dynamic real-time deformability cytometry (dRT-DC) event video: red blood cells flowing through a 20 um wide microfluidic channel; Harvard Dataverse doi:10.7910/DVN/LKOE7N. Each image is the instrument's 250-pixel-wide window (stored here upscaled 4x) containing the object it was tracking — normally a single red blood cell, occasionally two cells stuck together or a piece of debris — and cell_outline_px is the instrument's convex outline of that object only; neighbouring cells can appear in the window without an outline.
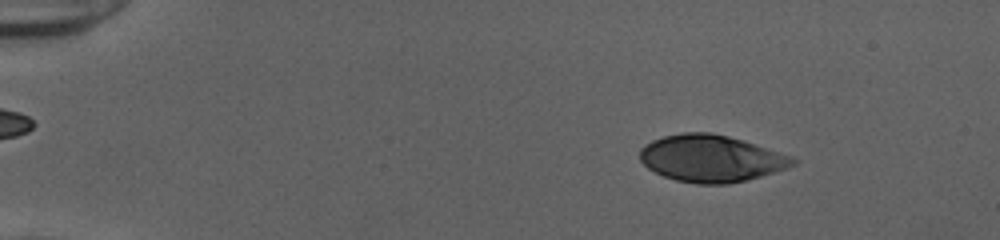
{"species": "human", "species_latin": "Homo sapiens", "temperature_condition": "cold", "stored_images_in_passage": 52, "camera_frame_rate_fps": 3000, "um_per_image_px": 0.085, "donor": {"sex": "female"}, "frame": {"image": 1, "passage_image": 7, "time_ms": 2.0, "image_size_px": [1000, 240], "cell_outline_px": [[800, 160], [796, 164], [788, 168], [748, 180], [728, 184], [696, 184], [676, 180], [664, 176], [648, 168], [640, 160], [640, 148], [644, 144], [652, 140], [664, 136], [680, 132], [712, 132], [744, 140], [792, 156]], "centroid_in_image_um": [60.47, 13.46], "position_along_channel_um": 24.5, "area_um2": 42.19}}
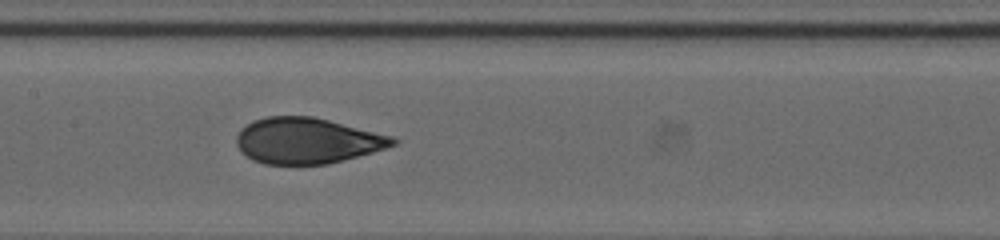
{"frame": {"image": 2, "passage_image": 27, "time_ms": 8.667, "image_size_px": [1000, 240], "cell_outline_px": [[400, 140], [396, 144], [372, 152], [344, 160], [328, 164], [264, 164], [252, 160], [240, 152], [236, 144], [236, 136], [240, 128], [252, 120], [268, 116], [312, 116], [396, 136]], "centroid_in_image_um": [26.09, 11.95], "position_along_channel_um": 181.3, "area_um2": 42.19}}
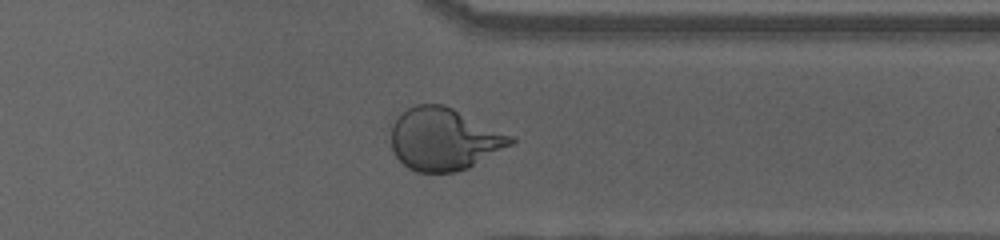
{"frame": {"image": 3, "passage_image": 42, "time_ms": 13.667, "image_size_px": [1000, 240], "cell_outline_px": [[516, 140], [512, 144], [468, 168], [456, 172], [416, 172], [408, 168], [396, 156], [392, 148], [392, 124], [408, 108], [416, 104], [444, 104], [516, 136]], "centroid_in_image_um": [37.78, 11.82], "position_along_channel_um": 373.6, "area_um2": 43.41}, "authors_computed_cell_mechanics": {"area_um2": 42.3385, "velocity_mm_per_s": 3.8674, "shape_relaxation_time_tau1_ms": 7.0078, "shape_relaxation_time_tau2_ms": null, "deformation_change_tau1": 0.2382, "deformation_change_tau2": null}}